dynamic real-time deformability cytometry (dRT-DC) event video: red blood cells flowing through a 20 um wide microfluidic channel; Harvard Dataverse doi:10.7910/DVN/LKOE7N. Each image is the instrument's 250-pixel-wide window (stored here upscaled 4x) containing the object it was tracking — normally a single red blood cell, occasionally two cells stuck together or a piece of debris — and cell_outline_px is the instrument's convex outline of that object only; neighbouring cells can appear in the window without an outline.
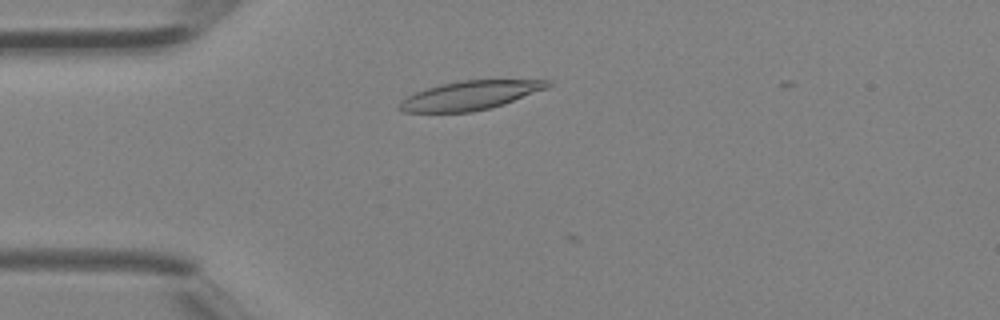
{"species": "Egyptian fruit bat (a non-hibernating species)", "species_latin": "Rousettus aegyptiacus", "temperature_condition": "room temperature", "stored_images_in_passage": 5, "camera_frame_rate_fps": 3000, "um_per_image_px": 0.085, "animal": {"sex": "female"}, "frame": {"image": 1, "passage_image": 1, "time_ms": 0.0, "image_size_px": [1000, 320], "cell_outline_px": [[552, 84], [548, 88], [504, 104], [472, 112], [404, 112], [396, 108], [408, 96], [416, 92], [440, 84], [460, 80], [552, 80]], "centroid_in_image_um": [39.99, 8.1], "position_along_channel_um": 45.0, "area_um2": 24.8}}
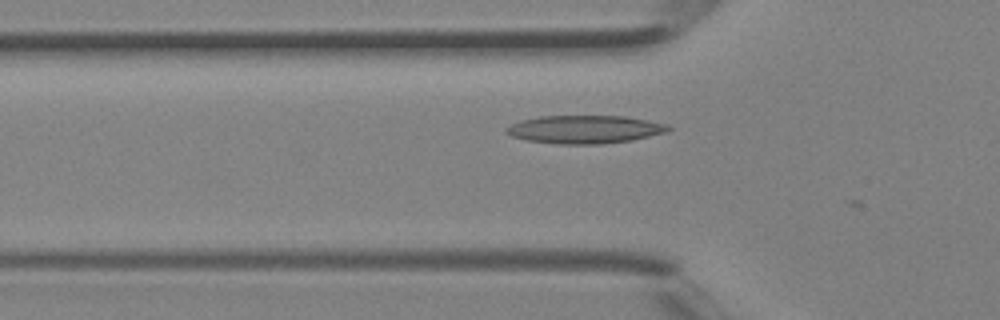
{"frame": {"image": 2, "passage_image": 4, "time_ms": 1.0, "image_size_px": [1000, 320], "cell_outline_px": [[672, 128], [664, 132], [632, 140], [600, 144], [560, 144], [528, 140], [512, 136], [504, 132], [504, 128], [520, 120], [540, 116], [628, 116], [668, 124]], "centroid_in_image_um": [49.69, 10.99], "position_along_channel_um": 76.1, "area_um2": 26.47}}